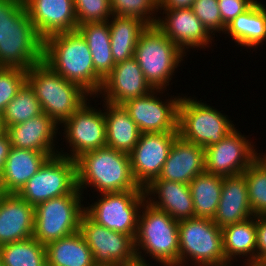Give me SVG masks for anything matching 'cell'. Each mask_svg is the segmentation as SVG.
Wrapping results in <instances>:
<instances>
[{"label":"cell","instance_id":"1","mask_svg":"<svg viewBox=\"0 0 266 266\" xmlns=\"http://www.w3.org/2000/svg\"><path fill=\"white\" fill-rule=\"evenodd\" d=\"M64 79L77 83L92 97L103 80L96 74L91 51L78 30L53 34L43 40V61Z\"/></svg>","mask_w":266,"mask_h":266},{"label":"cell","instance_id":"2","mask_svg":"<svg viewBox=\"0 0 266 266\" xmlns=\"http://www.w3.org/2000/svg\"><path fill=\"white\" fill-rule=\"evenodd\" d=\"M76 166L81 193L87 186L100 193L144 191L133 177L127 153L105 146L83 153L76 159Z\"/></svg>","mask_w":266,"mask_h":266},{"label":"cell","instance_id":"3","mask_svg":"<svg viewBox=\"0 0 266 266\" xmlns=\"http://www.w3.org/2000/svg\"><path fill=\"white\" fill-rule=\"evenodd\" d=\"M26 82L33 89L43 112L57 125L73 115L90 95L77 83L64 79L43 62L27 70Z\"/></svg>","mask_w":266,"mask_h":266},{"label":"cell","instance_id":"4","mask_svg":"<svg viewBox=\"0 0 266 266\" xmlns=\"http://www.w3.org/2000/svg\"><path fill=\"white\" fill-rule=\"evenodd\" d=\"M144 209V210H143ZM142 211V214H140ZM139 212L137 232L134 238L136 258L146 261L142 251L163 266L179 265L178 223L165 211L146 200Z\"/></svg>","mask_w":266,"mask_h":266},{"label":"cell","instance_id":"5","mask_svg":"<svg viewBox=\"0 0 266 266\" xmlns=\"http://www.w3.org/2000/svg\"><path fill=\"white\" fill-rule=\"evenodd\" d=\"M184 54L156 25H148L139 37L134 58L151 87L164 90Z\"/></svg>","mask_w":266,"mask_h":266},{"label":"cell","instance_id":"6","mask_svg":"<svg viewBox=\"0 0 266 266\" xmlns=\"http://www.w3.org/2000/svg\"><path fill=\"white\" fill-rule=\"evenodd\" d=\"M178 233L179 265L174 266H185L187 259H193L195 266L230 264L223 251L222 230L213 219L195 217L181 220L178 223Z\"/></svg>","mask_w":266,"mask_h":266},{"label":"cell","instance_id":"7","mask_svg":"<svg viewBox=\"0 0 266 266\" xmlns=\"http://www.w3.org/2000/svg\"><path fill=\"white\" fill-rule=\"evenodd\" d=\"M43 61V39L25 6L0 31V67L28 70Z\"/></svg>","mask_w":266,"mask_h":266},{"label":"cell","instance_id":"8","mask_svg":"<svg viewBox=\"0 0 266 266\" xmlns=\"http://www.w3.org/2000/svg\"><path fill=\"white\" fill-rule=\"evenodd\" d=\"M235 129L234 124L210 105L185 96L178 106V135L204 148L220 142Z\"/></svg>","mask_w":266,"mask_h":266},{"label":"cell","instance_id":"9","mask_svg":"<svg viewBox=\"0 0 266 266\" xmlns=\"http://www.w3.org/2000/svg\"><path fill=\"white\" fill-rule=\"evenodd\" d=\"M83 193H70L39 203L35 208L33 237L46 245L79 231L85 207Z\"/></svg>","mask_w":266,"mask_h":266},{"label":"cell","instance_id":"10","mask_svg":"<svg viewBox=\"0 0 266 266\" xmlns=\"http://www.w3.org/2000/svg\"><path fill=\"white\" fill-rule=\"evenodd\" d=\"M70 193H81L77 186L76 160L58 154L49 157L17 194L35 207Z\"/></svg>","mask_w":266,"mask_h":266},{"label":"cell","instance_id":"11","mask_svg":"<svg viewBox=\"0 0 266 266\" xmlns=\"http://www.w3.org/2000/svg\"><path fill=\"white\" fill-rule=\"evenodd\" d=\"M98 202L85 207V213L96 223L125 233L133 239L136 236L139 210L146 200L144 191H122L101 193Z\"/></svg>","mask_w":266,"mask_h":266},{"label":"cell","instance_id":"12","mask_svg":"<svg viewBox=\"0 0 266 266\" xmlns=\"http://www.w3.org/2000/svg\"><path fill=\"white\" fill-rule=\"evenodd\" d=\"M79 232L92 251L96 266H118L136 259L134 239L131 236L107 229L85 212L79 223Z\"/></svg>","mask_w":266,"mask_h":266},{"label":"cell","instance_id":"13","mask_svg":"<svg viewBox=\"0 0 266 266\" xmlns=\"http://www.w3.org/2000/svg\"><path fill=\"white\" fill-rule=\"evenodd\" d=\"M235 128L220 142L205 148V171L222 177L242 174L259 156Z\"/></svg>","mask_w":266,"mask_h":266},{"label":"cell","instance_id":"14","mask_svg":"<svg viewBox=\"0 0 266 266\" xmlns=\"http://www.w3.org/2000/svg\"><path fill=\"white\" fill-rule=\"evenodd\" d=\"M154 89L147 95L128 100L122 106L129 113L141 133L178 132V106L181 97L163 102ZM156 95V96H154Z\"/></svg>","mask_w":266,"mask_h":266},{"label":"cell","instance_id":"15","mask_svg":"<svg viewBox=\"0 0 266 266\" xmlns=\"http://www.w3.org/2000/svg\"><path fill=\"white\" fill-rule=\"evenodd\" d=\"M84 103L64 124V138L71 147V154L59 155L76 160L83 153L106 146V122L104 112Z\"/></svg>","mask_w":266,"mask_h":266},{"label":"cell","instance_id":"16","mask_svg":"<svg viewBox=\"0 0 266 266\" xmlns=\"http://www.w3.org/2000/svg\"><path fill=\"white\" fill-rule=\"evenodd\" d=\"M178 136V132L140 134L138 143L129 153L132 174L140 187L145 188L158 178Z\"/></svg>","mask_w":266,"mask_h":266},{"label":"cell","instance_id":"17","mask_svg":"<svg viewBox=\"0 0 266 266\" xmlns=\"http://www.w3.org/2000/svg\"><path fill=\"white\" fill-rule=\"evenodd\" d=\"M164 10L165 18L156 17V26L183 53L186 48H205L212 43L213 35L203 26L191 8L158 9ZM160 18V19H159ZM164 19V20H163Z\"/></svg>","mask_w":266,"mask_h":266},{"label":"cell","instance_id":"18","mask_svg":"<svg viewBox=\"0 0 266 266\" xmlns=\"http://www.w3.org/2000/svg\"><path fill=\"white\" fill-rule=\"evenodd\" d=\"M152 90L154 89L145 79L138 62L132 57L115 64L103 80L98 95L102 93L104 102L122 105L128 100L147 95Z\"/></svg>","mask_w":266,"mask_h":266},{"label":"cell","instance_id":"19","mask_svg":"<svg viewBox=\"0 0 266 266\" xmlns=\"http://www.w3.org/2000/svg\"><path fill=\"white\" fill-rule=\"evenodd\" d=\"M38 35L47 37L78 28L74 0H23Z\"/></svg>","mask_w":266,"mask_h":266},{"label":"cell","instance_id":"20","mask_svg":"<svg viewBox=\"0 0 266 266\" xmlns=\"http://www.w3.org/2000/svg\"><path fill=\"white\" fill-rule=\"evenodd\" d=\"M205 171V148L178 136L170 149L167 160L158 178L189 184L198 174Z\"/></svg>","mask_w":266,"mask_h":266},{"label":"cell","instance_id":"21","mask_svg":"<svg viewBox=\"0 0 266 266\" xmlns=\"http://www.w3.org/2000/svg\"><path fill=\"white\" fill-rule=\"evenodd\" d=\"M57 125L44 112L26 122L6 127L11 146L19 149H29L47 153L50 157L58 155L54 144L57 135ZM56 149V151H55Z\"/></svg>","mask_w":266,"mask_h":266},{"label":"cell","instance_id":"22","mask_svg":"<svg viewBox=\"0 0 266 266\" xmlns=\"http://www.w3.org/2000/svg\"><path fill=\"white\" fill-rule=\"evenodd\" d=\"M35 208L16 193L0 203V246L33 237Z\"/></svg>","mask_w":266,"mask_h":266},{"label":"cell","instance_id":"23","mask_svg":"<svg viewBox=\"0 0 266 266\" xmlns=\"http://www.w3.org/2000/svg\"><path fill=\"white\" fill-rule=\"evenodd\" d=\"M144 192L148 203L165 211L174 220L181 221L194 218L193 199L189 184L152 180L144 188ZM149 195L150 197H148ZM153 196L158 197V200H155L156 198H153Z\"/></svg>","mask_w":266,"mask_h":266},{"label":"cell","instance_id":"24","mask_svg":"<svg viewBox=\"0 0 266 266\" xmlns=\"http://www.w3.org/2000/svg\"><path fill=\"white\" fill-rule=\"evenodd\" d=\"M253 216L245 176L240 174L223 177L221 197L213 222L222 229Z\"/></svg>","mask_w":266,"mask_h":266},{"label":"cell","instance_id":"25","mask_svg":"<svg viewBox=\"0 0 266 266\" xmlns=\"http://www.w3.org/2000/svg\"><path fill=\"white\" fill-rule=\"evenodd\" d=\"M50 156L11 146L0 180L6 193H18Z\"/></svg>","mask_w":266,"mask_h":266},{"label":"cell","instance_id":"26","mask_svg":"<svg viewBox=\"0 0 266 266\" xmlns=\"http://www.w3.org/2000/svg\"><path fill=\"white\" fill-rule=\"evenodd\" d=\"M105 104L106 146L129 154L141 132L122 105Z\"/></svg>","mask_w":266,"mask_h":266},{"label":"cell","instance_id":"27","mask_svg":"<svg viewBox=\"0 0 266 266\" xmlns=\"http://www.w3.org/2000/svg\"><path fill=\"white\" fill-rule=\"evenodd\" d=\"M221 230L223 251L229 263L236 256L242 255V257H248L246 264L257 265L256 216L228 225Z\"/></svg>","mask_w":266,"mask_h":266},{"label":"cell","instance_id":"28","mask_svg":"<svg viewBox=\"0 0 266 266\" xmlns=\"http://www.w3.org/2000/svg\"><path fill=\"white\" fill-rule=\"evenodd\" d=\"M224 33L244 47H253L266 40V7L257 0L242 14H239Z\"/></svg>","mask_w":266,"mask_h":266},{"label":"cell","instance_id":"29","mask_svg":"<svg viewBox=\"0 0 266 266\" xmlns=\"http://www.w3.org/2000/svg\"><path fill=\"white\" fill-rule=\"evenodd\" d=\"M108 23L114 63L116 64L134 57L139 37L148 24L136 17L116 15H112L111 21L108 20Z\"/></svg>","mask_w":266,"mask_h":266},{"label":"cell","instance_id":"30","mask_svg":"<svg viewBox=\"0 0 266 266\" xmlns=\"http://www.w3.org/2000/svg\"><path fill=\"white\" fill-rule=\"evenodd\" d=\"M47 266H96L79 231L45 245Z\"/></svg>","mask_w":266,"mask_h":266},{"label":"cell","instance_id":"31","mask_svg":"<svg viewBox=\"0 0 266 266\" xmlns=\"http://www.w3.org/2000/svg\"><path fill=\"white\" fill-rule=\"evenodd\" d=\"M77 30L88 44L96 74L104 80L115 66L111 52L108 21L80 24Z\"/></svg>","mask_w":266,"mask_h":266},{"label":"cell","instance_id":"32","mask_svg":"<svg viewBox=\"0 0 266 266\" xmlns=\"http://www.w3.org/2000/svg\"><path fill=\"white\" fill-rule=\"evenodd\" d=\"M222 184V176L206 171L198 174L189 183L193 199L194 218H214L221 197Z\"/></svg>","mask_w":266,"mask_h":266},{"label":"cell","instance_id":"33","mask_svg":"<svg viewBox=\"0 0 266 266\" xmlns=\"http://www.w3.org/2000/svg\"><path fill=\"white\" fill-rule=\"evenodd\" d=\"M3 266H47L46 248L34 237L0 246Z\"/></svg>","mask_w":266,"mask_h":266},{"label":"cell","instance_id":"34","mask_svg":"<svg viewBox=\"0 0 266 266\" xmlns=\"http://www.w3.org/2000/svg\"><path fill=\"white\" fill-rule=\"evenodd\" d=\"M42 113L43 110L38 98L35 96L30 85L25 82L13 100L5 107L0 118L6 128L21 122H26Z\"/></svg>","mask_w":266,"mask_h":266},{"label":"cell","instance_id":"35","mask_svg":"<svg viewBox=\"0 0 266 266\" xmlns=\"http://www.w3.org/2000/svg\"><path fill=\"white\" fill-rule=\"evenodd\" d=\"M254 216L266 215V161L259 156L243 173Z\"/></svg>","mask_w":266,"mask_h":266},{"label":"cell","instance_id":"36","mask_svg":"<svg viewBox=\"0 0 266 266\" xmlns=\"http://www.w3.org/2000/svg\"><path fill=\"white\" fill-rule=\"evenodd\" d=\"M110 6L113 15L136 17L148 25H156L157 18L152 14L158 12V0H110Z\"/></svg>","mask_w":266,"mask_h":266},{"label":"cell","instance_id":"37","mask_svg":"<svg viewBox=\"0 0 266 266\" xmlns=\"http://www.w3.org/2000/svg\"><path fill=\"white\" fill-rule=\"evenodd\" d=\"M26 76L24 69L0 67V116L26 82Z\"/></svg>","mask_w":266,"mask_h":266},{"label":"cell","instance_id":"38","mask_svg":"<svg viewBox=\"0 0 266 266\" xmlns=\"http://www.w3.org/2000/svg\"><path fill=\"white\" fill-rule=\"evenodd\" d=\"M74 7L78 25L108 21L113 15L110 0H74Z\"/></svg>","mask_w":266,"mask_h":266},{"label":"cell","instance_id":"39","mask_svg":"<svg viewBox=\"0 0 266 266\" xmlns=\"http://www.w3.org/2000/svg\"><path fill=\"white\" fill-rule=\"evenodd\" d=\"M191 9L210 34L225 32L226 26L222 23L218 0H195Z\"/></svg>","mask_w":266,"mask_h":266},{"label":"cell","instance_id":"40","mask_svg":"<svg viewBox=\"0 0 266 266\" xmlns=\"http://www.w3.org/2000/svg\"><path fill=\"white\" fill-rule=\"evenodd\" d=\"M256 0H218L222 23L228 26L239 14L245 12Z\"/></svg>","mask_w":266,"mask_h":266},{"label":"cell","instance_id":"41","mask_svg":"<svg viewBox=\"0 0 266 266\" xmlns=\"http://www.w3.org/2000/svg\"><path fill=\"white\" fill-rule=\"evenodd\" d=\"M257 265L266 261V215L256 216Z\"/></svg>","mask_w":266,"mask_h":266},{"label":"cell","instance_id":"42","mask_svg":"<svg viewBox=\"0 0 266 266\" xmlns=\"http://www.w3.org/2000/svg\"><path fill=\"white\" fill-rule=\"evenodd\" d=\"M23 7V0H0V31Z\"/></svg>","mask_w":266,"mask_h":266},{"label":"cell","instance_id":"43","mask_svg":"<svg viewBox=\"0 0 266 266\" xmlns=\"http://www.w3.org/2000/svg\"><path fill=\"white\" fill-rule=\"evenodd\" d=\"M11 148V142L9 136L5 132L0 136V176L3 173L5 161Z\"/></svg>","mask_w":266,"mask_h":266},{"label":"cell","instance_id":"44","mask_svg":"<svg viewBox=\"0 0 266 266\" xmlns=\"http://www.w3.org/2000/svg\"><path fill=\"white\" fill-rule=\"evenodd\" d=\"M195 0H158L160 9L191 8Z\"/></svg>","mask_w":266,"mask_h":266},{"label":"cell","instance_id":"45","mask_svg":"<svg viewBox=\"0 0 266 266\" xmlns=\"http://www.w3.org/2000/svg\"><path fill=\"white\" fill-rule=\"evenodd\" d=\"M120 266H150V264H147V261H143L140 259H135L134 261H131L129 263L120 264Z\"/></svg>","mask_w":266,"mask_h":266},{"label":"cell","instance_id":"46","mask_svg":"<svg viewBox=\"0 0 266 266\" xmlns=\"http://www.w3.org/2000/svg\"><path fill=\"white\" fill-rule=\"evenodd\" d=\"M6 194H7V193L5 192L4 187H3V184H2V182H1V180H0V203H1L2 199H3V197H4Z\"/></svg>","mask_w":266,"mask_h":266},{"label":"cell","instance_id":"47","mask_svg":"<svg viewBox=\"0 0 266 266\" xmlns=\"http://www.w3.org/2000/svg\"><path fill=\"white\" fill-rule=\"evenodd\" d=\"M6 132V129L4 127V124L0 118V136L3 135Z\"/></svg>","mask_w":266,"mask_h":266},{"label":"cell","instance_id":"48","mask_svg":"<svg viewBox=\"0 0 266 266\" xmlns=\"http://www.w3.org/2000/svg\"><path fill=\"white\" fill-rule=\"evenodd\" d=\"M0 266H3L2 260H1V256H0Z\"/></svg>","mask_w":266,"mask_h":266},{"label":"cell","instance_id":"49","mask_svg":"<svg viewBox=\"0 0 266 266\" xmlns=\"http://www.w3.org/2000/svg\"><path fill=\"white\" fill-rule=\"evenodd\" d=\"M226 266H231V264H229V265H226ZM246 266H252L251 264H246Z\"/></svg>","mask_w":266,"mask_h":266},{"label":"cell","instance_id":"50","mask_svg":"<svg viewBox=\"0 0 266 266\" xmlns=\"http://www.w3.org/2000/svg\"><path fill=\"white\" fill-rule=\"evenodd\" d=\"M265 161H266V155L264 154L263 157H262Z\"/></svg>","mask_w":266,"mask_h":266}]
</instances>
